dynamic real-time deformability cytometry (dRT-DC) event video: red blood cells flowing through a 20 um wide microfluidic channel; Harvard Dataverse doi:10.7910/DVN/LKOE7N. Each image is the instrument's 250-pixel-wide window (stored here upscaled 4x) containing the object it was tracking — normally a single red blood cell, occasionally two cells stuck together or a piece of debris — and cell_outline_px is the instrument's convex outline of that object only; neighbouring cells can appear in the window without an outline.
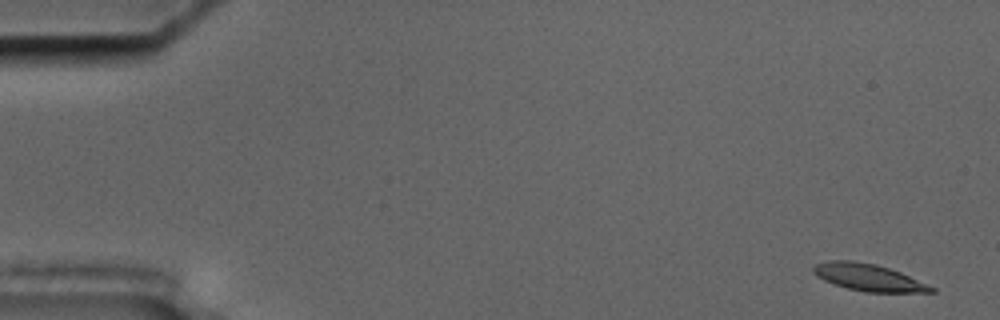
{"species": "common noctule bat (a hibernating species)", "species_latin": "Nyctalus noctula", "temperature_condition": "cold", "stored_images_in_passage": 56, "camera_frame_rate_fps": 3000, "um_per_image_px": 0.085, "animal": {"sex": "male", "body_mass_g": 17.5, "forearm_length_mm": 52.3}, "frame": {"image": 1, "passage_image": 2, "time_ms": 0.333, "image_size_px": [1000, 320], "cell_outline_px": [[936, 292], [868, 292], [848, 288], [824, 280], [816, 276], [812, 272], [812, 268], [816, 264], [828, 260], [852, 260], [876, 264], [900, 272], [936, 288]], "centroid_in_image_um": [73.8, 23.57], "position_along_channel_um": 11.2, "area_um2": 18.38}}
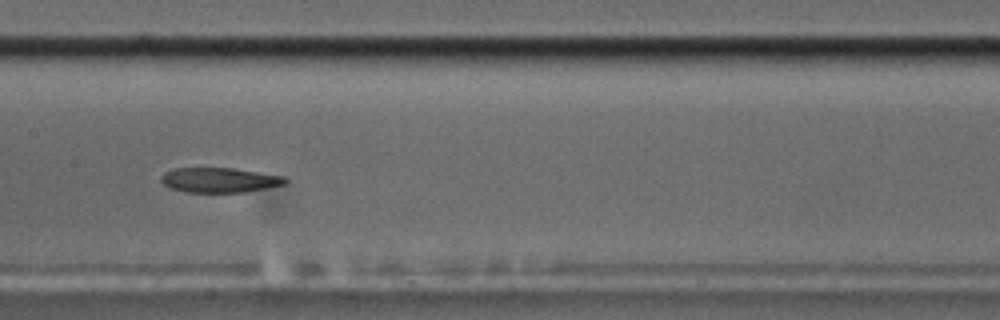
{"frame": {"image": 2, "passage_image": 28, "time_ms": 9.0, "image_size_px": [1000, 320], "cell_outline_px": [[288, 180], [284, 184], [244, 192], [184, 192], [168, 188], [160, 180], [160, 176], [164, 172], [172, 168], [232, 168], [284, 176]], "centroid_in_image_um": [18.58, 15.3], "position_along_channel_um": 188.8, "area_um2": 17.98}}
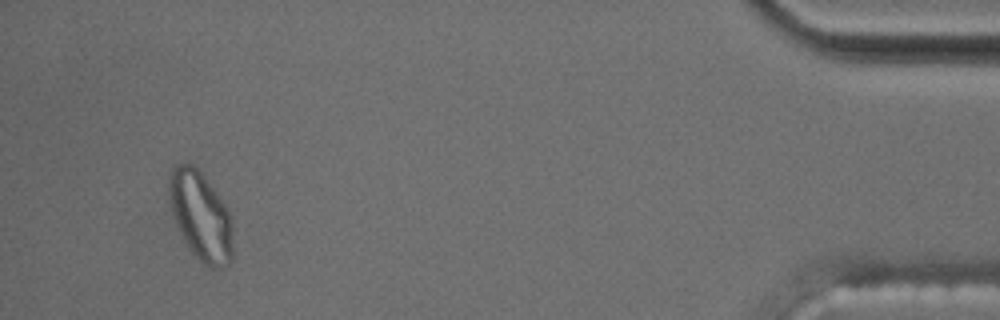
{"frame": {"image": 3, "passage_image": 53, "time_ms": 17.333, "image_size_px": [1000, 320], "cell_outline_px": [[232, 264], [224, 268], [212, 268], [204, 264], [188, 248], [172, 216], [168, 192], [168, 172], [176, 164], [184, 160], [192, 164], [204, 176], [224, 204], [232, 216]], "centroid_in_image_um": [17.04, 18.35], "position_along_channel_um": 418.2, "area_um2": 33.52}, "authors_computed_cell_mechanics": {"area_um2": 19.2185, "velocity_mm_per_s": 3.5976, "shape_relaxation_time_tau1_ms": null, "shape_relaxation_time_tau2_ms": 3.0942, "deformation_change_tau1": null, "deformation_change_tau2": 0.0845}}